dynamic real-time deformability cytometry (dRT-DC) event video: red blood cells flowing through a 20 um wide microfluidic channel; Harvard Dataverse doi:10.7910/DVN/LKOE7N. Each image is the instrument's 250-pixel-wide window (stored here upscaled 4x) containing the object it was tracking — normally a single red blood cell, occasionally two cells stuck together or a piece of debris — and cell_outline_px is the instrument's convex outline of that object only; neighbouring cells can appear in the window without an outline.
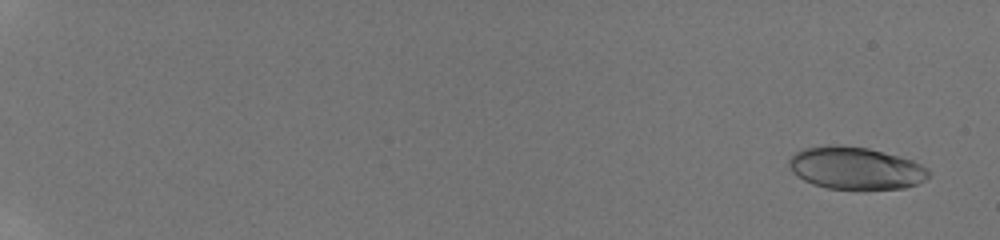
{"species": "human", "species_latin": "Homo sapiens", "temperature_condition": "room temperature", "stored_images_in_passage": 38, "camera_frame_rate_fps": 3000, "um_per_image_px": 0.085, "donor": {"sex": "male"}, "frame": {"image": 1, "passage_image": 2, "time_ms": 0.333, "image_size_px": [1000, 240], "cell_outline_px": [[928, 176], [924, 180], [916, 184], [904, 188], [828, 188], [812, 184], [804, 180], [792, 172], [788, 164], [788, 160], [796, 152], [804, 148], [828, 144], [840, 144], [868, 148], [912, 160], [928, 168]], "centroid_in_image_um": [72.68, 14.27], "position_along_channel_um": 12.3, "area_um2": 34.22}}
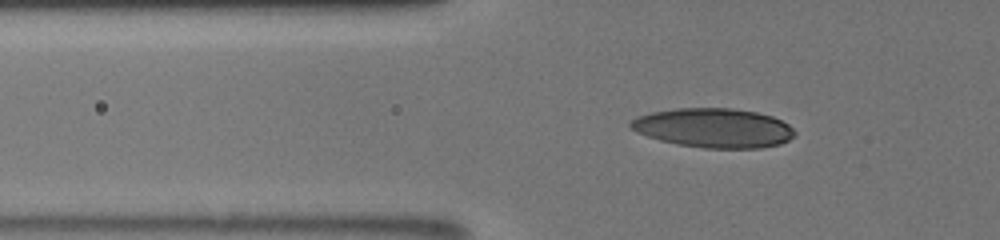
{"frame": {"image": 2, "passage_image": 33, "time_ms": 7.0, "image_size_px": [1000, 240], "cell_outline_px": [[796, 132], [788, 140], [780, 144], [760, 148], [704, 148], [676, 144], [660, 140], [636, 132], [628, 124], [636, 116], [652, 112], [676, 108], [732, 108], [756, 112], [772, 116], [788, 124]], "centroid_in_image_um": [60.65, 10.87], "position_along_channel_um": 65.2, "area_um2": 37.57}}
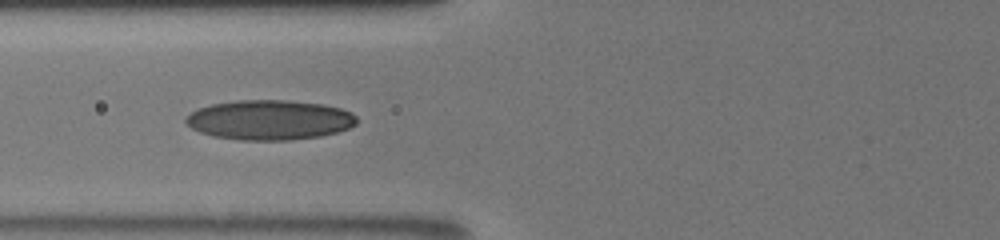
{"frame": {"image": 3, "passage_image": 37, "time_ms": 8.333, "image_size_px": [1000, 240], "cell_outline_px": [[356, 124], [348, 128], [336, 132], [320, 136], [288, 140], [240, 140], [212, 136], [200, 132], [192, 128], [184, 120], [196, 108], [212, 104], [236, 100], [288, 100], [324, 104], [340, 108], [352, 112], [356, 116]], "centroid_in_image_um": [22.91, 10.19], "position_along_channel_um": 102.9, "area_um2": 39.71}}